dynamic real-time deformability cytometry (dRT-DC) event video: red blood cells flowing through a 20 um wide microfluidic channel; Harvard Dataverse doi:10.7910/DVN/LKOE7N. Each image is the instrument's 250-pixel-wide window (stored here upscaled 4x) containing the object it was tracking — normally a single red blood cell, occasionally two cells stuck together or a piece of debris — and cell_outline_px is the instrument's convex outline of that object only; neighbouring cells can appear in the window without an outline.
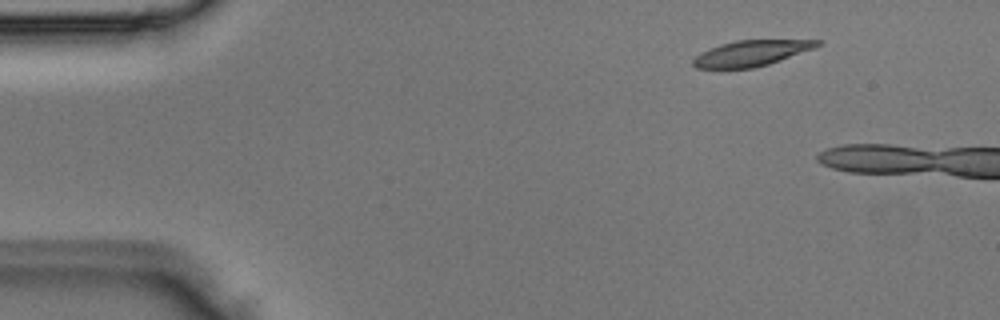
{"species": "Egyptian fruit bat (a non-hibernating species)", "species_latin": "Rousettus aegyptiacus", "temperature_condition": "room temperature", "stored_images_in_passage": 4, "segment_of_instrument_passage": [2, 2], "camera_frame_rate_fps": 3000, "um_per_image_px": 0.085, "animal": {"sex": "male"}, "frame": {"image": 1, "passage_image": 4, "time_ms": 1.0, "image_size_px": [1000, 320], "cell_outline_px": [[820, 44], [816, 48], [768, 64], [752, 68], [696, 68], [692, 64], [692, 60], [700, 52], [708, 48], [720, 44], [736, 40], [820, 40]], "centroid_in_image_um": [63.83, 4.52], "position_along_channel_um": 21.2, "area_um2": 18.55}}